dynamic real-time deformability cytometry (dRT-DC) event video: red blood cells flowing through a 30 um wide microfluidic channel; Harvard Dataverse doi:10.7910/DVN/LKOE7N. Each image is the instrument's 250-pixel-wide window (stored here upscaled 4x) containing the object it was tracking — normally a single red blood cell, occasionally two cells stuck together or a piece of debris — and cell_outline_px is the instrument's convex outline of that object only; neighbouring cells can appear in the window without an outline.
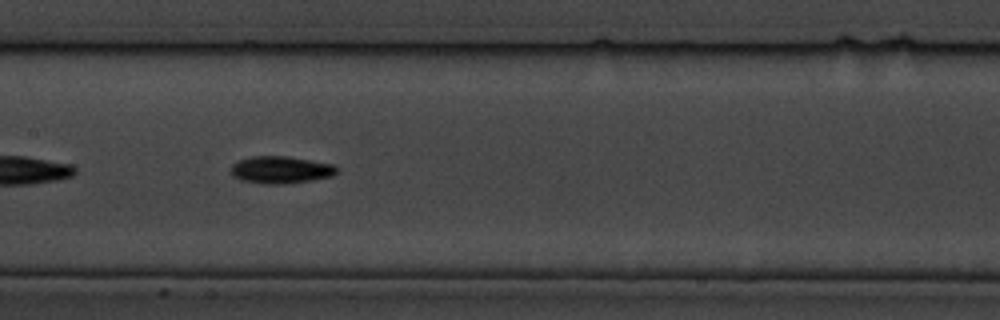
{"species": "common noctule bat (a hibernating species)", "species_latin": "Nyctalus noctula", "temperature_condition": "cold", "stored_images_in_passage": 41, "camera_frame_rate_fps": 3000, "um_per_image_px": 0.085, "animal": {"sex": "male", "body_mass_g": 19.5, "forearm_length_mm": 54.6}, "frame": {"image": 1, "passage_image": 12, "time_ms": 3.667, "image_size_px": [1000, 320], "cell_outline_px": [[336, 172], [332, 176], [312, 180], [284, 184], [264, 184], [240, 180], [232, 176], [232, 164], [240, 160], [252, 156], [288, 156], [332, 164], [336, 168]], "centroid_in_image_um": [23.84, 14.44], "position_along_channel_um": 183.6, "area_um2": 16.7}}
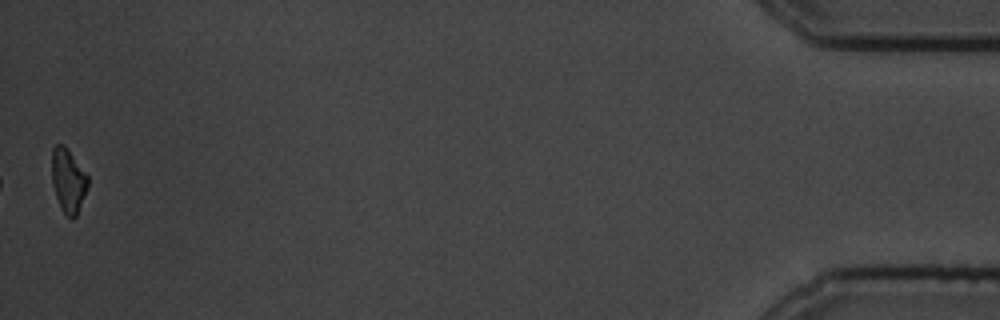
{"frame": {"image": 2, "passage_image": 41, "time_ms": 13.333, "image_size_px": [1000, 320], "cell_outline_px": [[88, 188], [76, 216], [72, 220], [64, 212], [56, 196], [52, 184], [52, 148], [56, 144], [64, 144], [88, 176]], "centroid_in_image_um": [5.8, 15.33], "position_along_channel_um": 429.4, "area_um2": 13.29}, "authors_computed_cell_mechanics": {"area_um2": 14.9702, "velocity_mm_per_s": 3.4777, "shape_relaxation_time_tau1_ms": 3.3394, "shape_relaxation_time_tau2_ms": null, "deformation_change_tau1": 0.1219, "deformation_change_tau2": null}}